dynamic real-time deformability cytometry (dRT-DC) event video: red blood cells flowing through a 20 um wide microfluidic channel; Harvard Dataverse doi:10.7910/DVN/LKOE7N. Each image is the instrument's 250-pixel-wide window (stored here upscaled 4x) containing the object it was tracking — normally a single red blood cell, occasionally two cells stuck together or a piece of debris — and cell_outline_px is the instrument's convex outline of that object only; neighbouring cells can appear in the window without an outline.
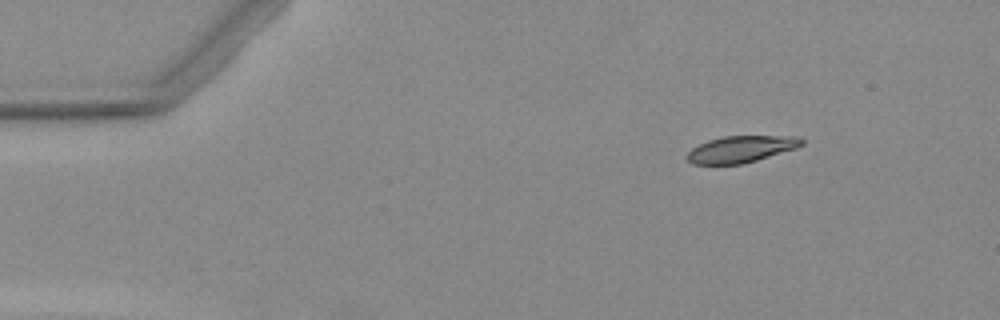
{"species": "Egyptian fruit bat (a non-hibernating species)", "species_latin": "Rousettus aegyptiacus", "temperature_condition": "warm", "stored_images_in_passage": 4, "camera_frame_rate_fps": 3000, "um_per_image_px": 0.085, "animal": {"sex": "female"}, "frame": {"image": 1, "passage_image": 1, "time_ms": 0.0, "image_size_px": [1000, 320], "cell_outline_px": [[804, 144], [796, 148], [756, 160], [740, 164], [692, 164], [684, 156], [692, 148], [708, 140], [724, 136], [800, 136], [804, 140]], "centroid_in_image_um": [62.99, 12.67], "position_along_channel_um": 22.0, "area_um2": 17.74}}
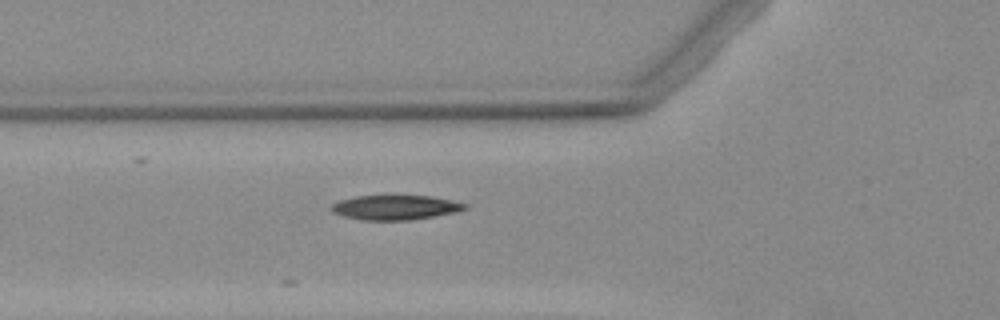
{"frame": {"image": 2, "passage_image": 4, "time_ms": 4.0, "image_size_px": [1000, 320], "cell_outline_px": [[468, 208], [456, 212], [412, 220], [360, 220], [344, 216], [332, 212], [328, 208], [332, 204], [340, 200], [356, 196], [432, 196], [452, 200], [468, 204]], "centroid_in_image_um": [33.6, 17.64], "position_along_channel_um": 92.2, "area_um2": 19.25}}